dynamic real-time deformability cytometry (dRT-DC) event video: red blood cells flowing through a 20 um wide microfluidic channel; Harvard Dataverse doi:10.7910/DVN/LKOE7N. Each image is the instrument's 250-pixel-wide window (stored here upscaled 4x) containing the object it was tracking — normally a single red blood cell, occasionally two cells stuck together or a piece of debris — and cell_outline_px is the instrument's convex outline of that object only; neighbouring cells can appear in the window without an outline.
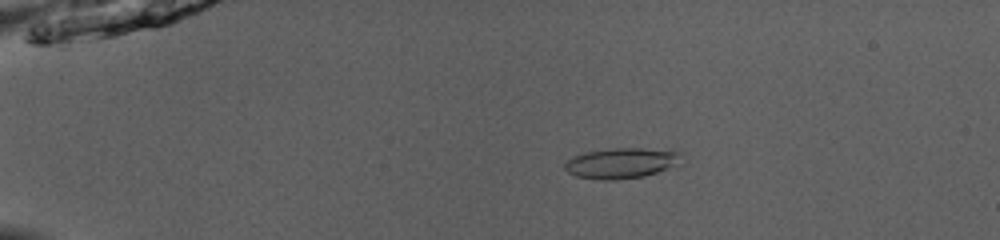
{"species": "common noctule bat (a hibernating species)", "species_latin": "Nyctalus noctula", "temperature_condition": "room temperature", "stored_images_in_passage": 42, "camera_frame_rate_fps": 3000, "um_per_image_px": 0.085, "animal": {"sex": "male", "body_mass_g": 13.0, "forearm_length_mm": 53.1}, "frame": {"image": 1, "passage_image": 2, "time_ms": 0.333, "image_size_px": [1000, 240], "cell_outline_px": [[684, 164], [644, 176], [616, 180], [600, 180], [576, 176], [568, 172], [564, 168], [564, 164], [568, 160], [584, 152], [612, 148], [672, 148], [680, 152]], "centroid_in_image_um": [52.94, 13.85], "position_along_channel_um": 32.1, "area_um2": 21.33}}
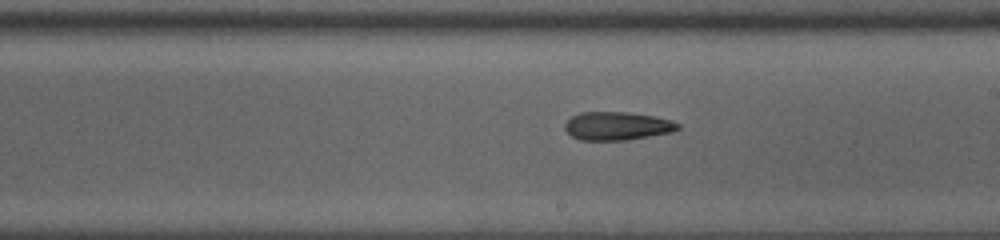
{"frame": {"image": 2, "passage_image": 22, "time_ms": 7.0, "image_size_px": [1000, 240], "cell_outline_px": [[680, 128], [672, 132], [628, 140], [580, 140], [572, 136], [564, 128], [564, 124], [572, 116], [580, 112], [628, 112], [652, 116], [672, 120], [680, 124]], "centroid_in_image_um": [52.46, 10.71], "position_along_channel_um": 236.5, "area_um2": 18.67}}
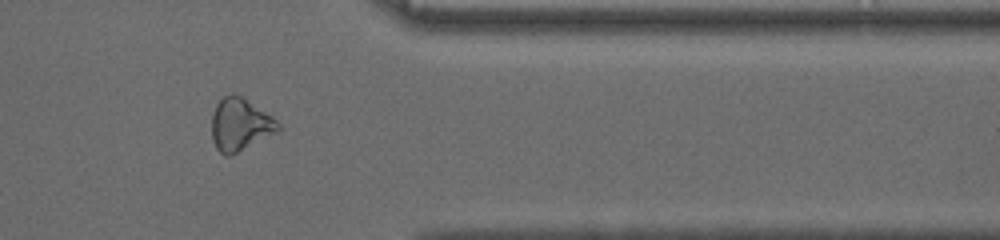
{"frame": {"image": 3, "passage_image": 34, "time_ms": 11.0, "image_size_px": [1000, 240], "cell_outline_px": [[280, 132], [228, 156], [224, 156], [216, 148], [212, 140], [212, 116], [216, 104], [224, 96], [232, 92], [236, 92], [272, 116], [280, 124]], "centroid_in_image_um": [20.42, 10.57], "position_along_channel_um": 391.0, "area_um2": 20.52}, "authors_computed_cell_mechanics": {"area_um2": 19.6809, "velocity_mm_per_s": 4.0438, "shape_relaxation_time_tau1_ms": null, "shape_relaxation_time_tau2_ms": 3.0502, "deformation_change_tau1": null, "deformation_change_tau2": 0.1105}}